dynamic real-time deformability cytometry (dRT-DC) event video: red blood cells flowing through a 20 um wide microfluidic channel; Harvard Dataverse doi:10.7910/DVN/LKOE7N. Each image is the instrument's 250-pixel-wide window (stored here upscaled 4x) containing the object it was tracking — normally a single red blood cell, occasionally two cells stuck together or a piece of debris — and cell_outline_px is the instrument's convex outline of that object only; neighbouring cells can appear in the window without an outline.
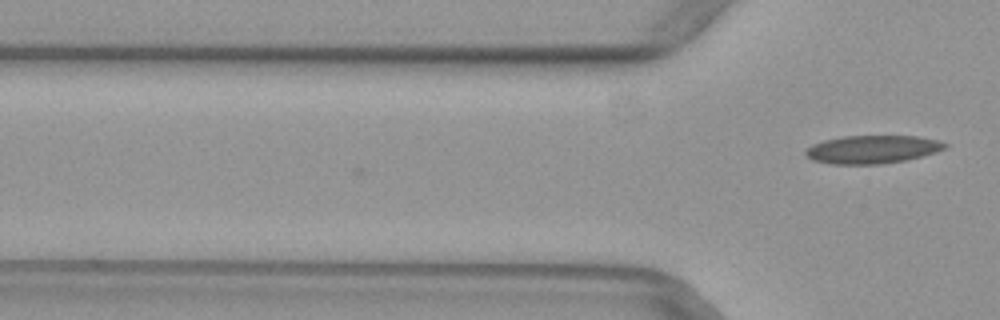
{"species": "common noctule bat (a hibernating species)", "species_latin": "Nyctalus noctula", "temperature_condition": "warm", "stored_images_in_passage": 3, "camera_frame_rate_fps": 3000, "um_per_image_px": 0.085, "animal": {"sex": "female", "body_mass_g": 29.2, "forearm_length_mm": 56.3}, "frame": {"image": 1, "passage_image": 3, "time_ms": 0.667, "image_size_px": [1000, 320], "cell_outline_px": [[948, 144], [944, 148], [936, 152], [904, 160], [884, 164], [832, 164], [812, 160], [804, 152], [812, 144], [824, 140], [844, 136], [916, 136], [940, 140]], "centroid_in_image_um": [74.14, 12.69], "position_along_channel_um": 51.7, "area_um2": 22.72}}